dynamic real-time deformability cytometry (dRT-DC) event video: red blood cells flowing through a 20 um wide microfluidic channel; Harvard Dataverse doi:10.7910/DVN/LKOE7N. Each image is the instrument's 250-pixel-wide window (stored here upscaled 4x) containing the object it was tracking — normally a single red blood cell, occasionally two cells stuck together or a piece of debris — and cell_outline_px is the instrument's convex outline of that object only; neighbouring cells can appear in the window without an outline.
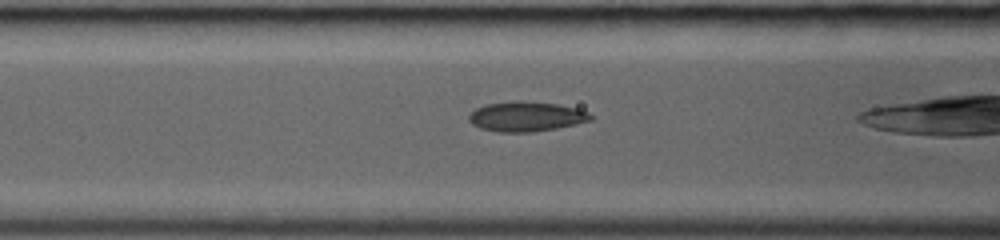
{"species": "common noctule bat (a hibernating species)", "species_latin": "Nyctalus noctula", "temperature_condition": "room temperature", "stored_images_in_passage": 30, "camera_frame_rate_fps": 3000, "um_per_image_px": 0.085, "animal": {"sex": "female", "body_mass_g": 19.0, "forearm_length_mm": 53.3}, "frame": {"image": 1, "passage_image": 13, "time_ms": 4.0, "image_size_px": [1000, 240], "cell_outline_px": [[592, 120], [576, 124], [556, 128], [532, 132], [496, 132], [480, 128], [472, 124], [468, 120], [468, 116], [476, 108], [484, 104], [516, 100], [524, 100], [556, 104], [576, 108], [588, 112], [592, 116]], "centroid_in_image_um": [44.69, 9.9], "position_along_channel_um": 121.9, "area_um2": 21.33}}
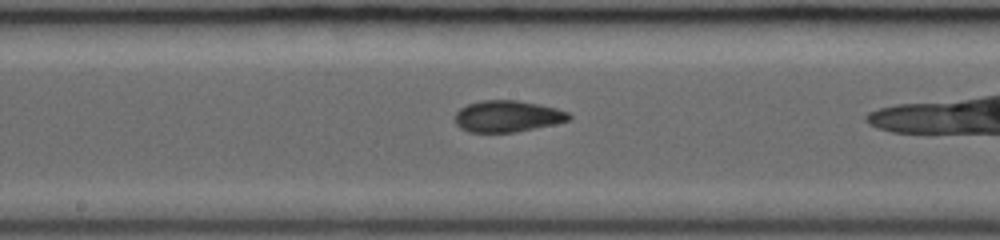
{"frame": {"image": 2, "passage_image": 18, "time_ms": 5.667, "image_size_px": [1000, 240], "cell_outline_px": [[572, 120], [516, 132], [468, 132], [460, 128], [456, 124], [456, 112], [460, 108], [468, 104], [480, 100], [516, 100], [556, 108], [568, 112], [572, 116]], "centroid_in_image_um": [43.13, 9.88], "position_along_channel_um": 205.1, "area_um2": 20.87}}